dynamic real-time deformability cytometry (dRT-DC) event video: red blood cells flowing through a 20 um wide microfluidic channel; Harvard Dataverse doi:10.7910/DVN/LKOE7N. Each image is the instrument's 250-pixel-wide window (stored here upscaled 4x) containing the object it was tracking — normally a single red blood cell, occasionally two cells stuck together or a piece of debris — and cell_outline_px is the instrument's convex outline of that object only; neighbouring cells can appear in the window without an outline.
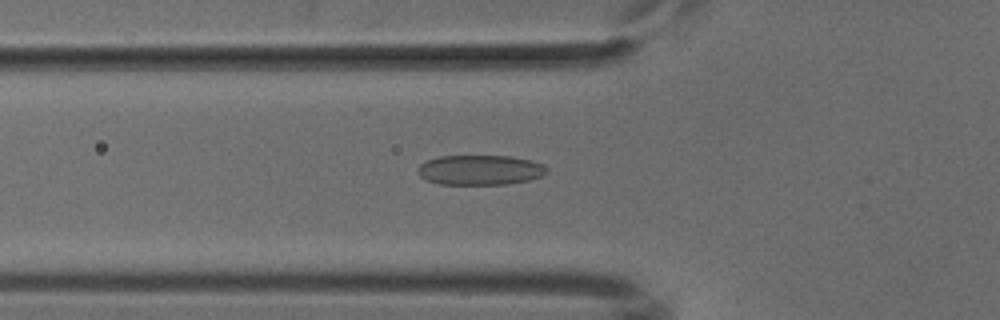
{"species": "common noctule bat (a hibernating species)", "species_latin": "Nyctalus noctula", "temperature_condition": "cold", "stored_images_in_passage": 52, "camera_frame_rate_fps": 3000, "um_per_image_px": 0.085, "animal": {"sex": "male", "body_mass_g": 18.8}, "frame": {"image": 1, "passage_image": 18, "time_ms": 5.667, "image_size_px": [1000, 320], "cell_outline_px": [[548, 172], [544, 176], [528, 180], [504, 184], [440, 184], [428, 180], [420, 176], [416, 172], [420, 164], [428, 160], [440, 156], [512, 156], [532, 160], [544, 164], [548, 168]], "centroid_in_image_um": [40.85, 14.44], "position_along_channel_um": 84.9, "area_um2": 22.6}}
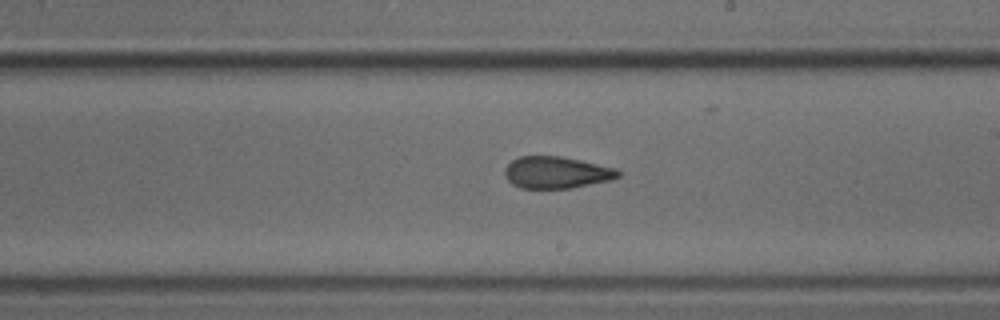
{"frame": {"image": 2, "passage_image": 30, "time_ms": 9.667, "image_size_px": [1000, 320], "cell_outline_px": [[620, 176], [612, 180], [572, 188], [520, 188], [512, 184], [504, 176], [504, 168], [512, 160], [520, 156], [560, 156], [580, 160], [616, 168], [620, 172]], "centroid_in_image_um": [47.29, 14.66], "position_along_channel_um": 241.7, "area_um2": 21.15}}
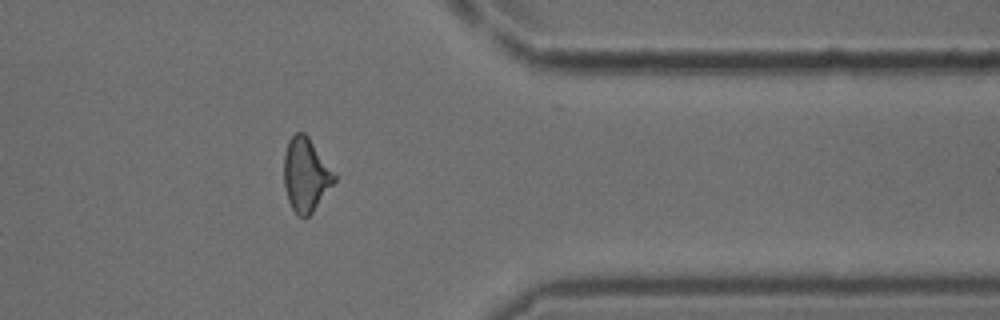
{"frame": {"image": 3, "passage_image": 42, "time_ms": 13.667, "image_size_px": [1000, 320], "cell_outline_px": [[336, 180], [312, 212], [304, 220], [296, 216], [288, 200], [284, 184], [284, 152], [288, 140], [296, 132], [304, 132], [308, 136], [336, 176]], "centroid_in_image_um": [25.96, 14.88], "position_along_channel_um": 385.4, "area_um2": 21.5}}